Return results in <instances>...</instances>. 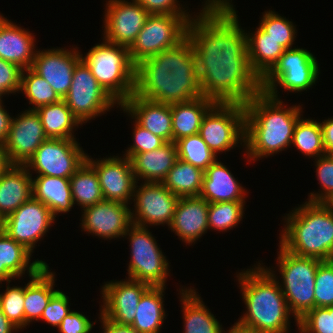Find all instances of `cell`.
Wrapping results in <instances>:
<instances>
[{"label": "cell", "mask_w": 333, "mask_h": 333, "mask_svg": "<svg viewBox=\"0 0 333 333\" xmlns=\"http://www.w3.org/2000/svg\"><path fill=\"white\" fill-rule=\"evenodd\" d=\"M230 0H207L188 25L204 97L218 103L246 104L262 92L247 53V32L240 28Z\"/></svg>", "instance_id": "1"}, {"label": "cell", "mask_w": 333, "mask_h": 333, "mask_svg": "<svg viewBox=\"0 0 333 333\" xmlns=\"http://www.w3.org/2000/svg\"><path fill=\"white\" fill-rule=\"evenodd\" d=\"M134 94L169 105L203 96L195 52L188 37L174 48L136 65Z\"/></svg>", "instance_id": "2"}, {"label": "cell", "mask_w": 333, "mask_h": 333, "mask_svg": "<svg viewBox=\"0 0 333 333\" xmlns=\"http://www.w3.org/2000/svg\"><path fill=\"white\" fill-rule=\"evenodd\" d=\"M245 107V151L251 160L281 152L292 144L294 129L301 118L302 108L283 105L262 91L253 96ZM287 108V109H286Z\"/></svg>", "instance_id": "3"}, {"label": "cell", "mask_w": 333, "mask_h": 333, "mask_svg": "<svg viewBox=\"0 0 333 333\" xmlns=\"http://www.w3.org/2000/svg\"><path fill=\"white\" fill-rule=\"evenodd\" d=\"M237 275L247 311L236 323L256 333H288L290 310L278 277L265 266Z\"/></svg>", "instance_id": "4"}, {"label": "cell", "mask_w": 333, "mask_h": 333, "mask_svg": "<svg viewBox=\"0 0 333 333\" xmlns=\"http://www.w3.org/2000/svg\"><path fill=\"white\" fill-rule=\"evenodd\" d=\"M287 216L279 244L299 256L333 260V211L306 201Z\"/></svg>", "instance_id": "5"}, {"label": "cell", "mask_w": 333, "mask_h": 333, "mask_svg": "<svg viewBox=\"0 0 333 333\" xmlns=\"http://www.w3.org/2000/svg\"><path fill=\"white\" fill-rule=\"evenodd\" d=\"M81 58L119 106L134 93L136 66L130 59L129 48L103 41Z\"/></svg>", "instance_id": "6"}, {"label": "cell", "mask_w": 333, "mask_h": 333, "mask_svg": "<svg viewBox=\"0 0 333 333\" xmlns=\"http://www.w3.org/2000/svg\"><path fill=\"white\" fill-rule=\"evenodd\" d=\"M277 257L282 277L281 290L291 314L298 325L308 310L315 308V276L322 260L314 257L299 256L287 251L281 244Z\"/></svg>", "instance_id": "7"}, {"label": "cell", "mask_w": 333, "mask_h": 333, "mask_svg": "<svg viewBox=\"0 0 333 333\" xmlns=\"http://www.w3.org/2000/svg\"><path fill=\"white\" fill-rule=\"evenodd\" d=\"M191 19V15L150 14L129 48L132 63L136 66L149 57L179 45L187 38Z\"/></svg>", "instance_id": "8"}, {"label": "cell", "mask_w": 333, "mask_h": 333, "mask_svg": "<svg viewBox=\"0 0 333 333\" xmlns=\"http://www.w3.org/2000/svg\"><path fill=\"white\" fill-rule=\"evenodd\" d=\"M318 66L316 57L307 49H286L274 67L261 79L262 91L272 98L280 99L278 84L285 91L295 93L310 89L319 77Z\"/></svg>", "instance_id": "9"}, {"label": "cell", "mask_w": 333, "mask_h": 333, "mask_svg": "<svg viewBox=\"0 0 333 333\" xmlns=\"http://www.w3.org/2000/svg\"><path fill=\"white\" fill-rule=\"evenodd\" d=\"M217 155L245 144V107L241 103L216 102L202 119L198 133Z\"/></svg>", "instance_id": "10"}, {"label": "cell", "mask_w": 333, "mask_h": 333, "mask_svg": "<svg viewBox=\"0 0 333 333\" xmlns=\"http://www.w3.org/2000/svg\"><path fill=\"white\" fill-rule=\"evenodd\" d=\"M131 259L128 278L150 286H164L169 274V263L147 227L131 224L124 236H128Z\"/></svg>", "instance_id": "11"}, {"label": "cell", "mask_w": 333, "mask_h": 333, "mask_svg": "<svg viewBox=\"0 0 333 333\" xmlns=\"http://www.w3.org/2000/svg\"><path fill=\"white\" fill-rule=\"evenodd\" d=\"M81 125L119 103L98 83L82 60L76 65L69 92L62 99Z\"/></svg>", "instance_id": "12"}, {"label": "cell", "mask_w": 333, "mask_h": 333, "mask_svg": "<svg viewBox=\"0 0 333 333\" xmlns=\"http://www.w3.org/2000/svg\"><path fill=\"white\" fill-rule=\"evenodd\" d=\"M76 139H46L24 165L38 175L69 179L85 162L87 154Z\"/></svg>", "instance_id": "13"}, {"label": "cell", "mask_w": 333, "mask_h": 333, "mask_svg": "<svg viewBox=\"0 0 333 333\" xmlns=\"http://www.w3.org/2000/svg\"><path fill=\"white\" fill-rule=\"evenodd\" d=\"M54 221L50 209L31 197L2 220L1 230L32 253Z\"/></svg>", "instance_id": "14"}, {"label": "cell", "mask_w": 333, "mask_h": 333, "mask_svg": "<svg viewBox=\"0 0 333 333\" xmlns=\"http://www.w3.org/2000/svg\"><path fill=\"white\" fill-rule=\"evenodd\" d=\"M137 183L133 193L135 211L131 212L132 223L143 227L160 224L170 226L179 197L162 183L144 182L141 187Z\"/></svg>", "instance_id": "15"}, {"label": "cell", "mask_w": 333, "mask_h": 333, "mask_svg": "<svg viewBox=\"0 0 333 333\" xmlns=\"http://www.w3.org/2000/svg\"><path fill=\"white\" fill-rule=\"evenodd\" d=\"M104 16V40L130 48L150 15L136 0H109Z\"/></svg>", "instance_id": "16"}, {"label": "cell", "mask_w": 333, "mask_h": 333, "mask_svg": "<svg viewBox=\"0 0 333 333\" xmlns=\"http://www.w3.org/2000/svg\"><path fill=\"white\" fill-rule=\"evenodd\" d=\"M18 116L11 120L4 147L12 165H25L48 138L35 110H25Z\"/></svg>", "instance_id": "17"}, {"label": "cell", "mask_w": 333, "mask_h": 333, "mask_svg": "<svg viewBox=\"0 0 333 333\" xmlns=\"http://www.w3.org/2000/svg\"><path fill=\"white\" fill-rule=\"evenodd\" d=\"M151 286L129 279L111 281L102 286L103 304L101 314L114 323L131 325L142 295Z\"/></svg>", "instance_id": "18"}, {"label": "cell", "mask_w": 333, "mask_h": 333, "mask_svg": "<svg viewBox=\"0 0 333 333\" xmlns=\"http://www.w3.org/2000/svg\"><path fill=\"white\" fill-rule=\"evenodd\" d=\"M86 160L97 173L104 200L128 205L136 184L130 159L110 156L96 161L87 155Z\"/></svg>", "instance_id": "19"}, {"label": "cell", "mask_w": 333, "mask_h": 333, "mask_svg": "<svg viewBox=\"0 0 333 333\" xmlns=\"http://www.w3.org/2000/svg\"><path fill=\"white\" fill-rule=\"evenodd\" d=\"M129 206L115 201L103 200L95 205L85 207L82 228L104 239L124 237L132 224Z\"/></svg>", "instance_id": "20"}, {"label": "cell", "mask_w": 333, "mask_h": 333, "mask_svg": "<svg viewBox=\"0 0 333 333\" xmlns=\"http://www.w3.org/2000/svg\"><path fill=\"white\" fill-rule=\"evenodd\" d=\"M80 52L73 48H53L36 51L31 69L44 78L63 99L69 92L76 65L82 60Z\"/></svg>", "instance_id": "21"}, {"label": "cell", "mask_w": 333, "mask_h": 333, "mask_svg": "<svg viewBox=\"0 0 333 333\" xmlns=\"http://www.w3.org/2000/svg\"><path fill=\"white\" fill-rule=\"evenodd\" d=\"M209 203L200 196L180 197L169 226L186 244H192L209 230Z\"/></svg>", "instance_id": "22"}, {"label": "cell", "mask_w": 333, "mask_h": 333, "mask_svg": "<svg viewBox=\"0 0 333 333\" xmlns=\"http://www.w3.org/2000/svg\"><path fill=\"white\" fill-rule=\"evenodd\" d=\"M135 121L166 142H172L171 105L144 99L134 93L121 105Z\"/></svg>", "instance_id": "23"}, {"label": "cell", "mask_w": 333, "mask_h": 333, "mask_svg": "<svg viewBox=\"0 0 333 333\" xmlns=\"http://www.w3.org/2000/svg\"><path fill=\"white\" fill-rule=\"evenodd\" d=\"M34 35L14 25L0 14V58L19 66L31 68L36 50ZM35 50V51H34Z\"/></svg>", "instance_id": "24"}, {"label": "cell", "mask_w": 333, "mask_h": 333, "mask_svg": "<svg viewBox=\"0 0 333 333\" xmlns=\"http://www.w3.org/2000/svg\"><path fill=\"white\" fill-rule=\"evenodd\" d=\"M217 159L204 171L200 197L208 203L245 201V189Z\"/></svg>", "instance_id": "25"}, {"label": "cell", "mask_w": 333, "mask_h": 333, "mask_svg": "<svg viewBox=\"0 0 333 333\" xmlns=\"http://www.w3.org/2000/svg\"><path fill=\"white\" fill-rule=\"evenodd\" d=\"M135 180L138 182L162 181L178 159L177 146L175 142H166L156 150L138 153L130 158Z\"/></svg>", "instance_id": "26"}, {"label": "cell", "mask_w": 333, "mask_h": 333, "mask_svg": "<svg viewBox=\"0 0 333 333\" xmlns=\"http://www.w3.org/2000/svg\"><path fill=\"white\" fill-rule=\"evenodd\" d=\"M24 165H11L0 176V219L32 197V174Z\"/></svg>", "instance_id": "27"}, {"label": "cell", "mask_w": 333, "mask_h": 333, "mask_svg": "<svg viewBox=\"0 0 333 333\" xmlns=\"http://www.w3.org/2000/svg\"><path fill=\"white\" fill-rule=\"evenodd\" d=\"M31 254L23 245L0 230V284L3 281L10 284L14 278L20 279L26 270L29 276L35 275L43 266H47L45 261L38 259L31 263Z\"/></svg>", "instance_id": "28"}, {"label": "cell", "mask_w": 333, "mask_h": 333, "mask_svg": "<svg viewBox=\"0 0 333 333\" xmlns=\"http://www.w3.org/2000/svg\"><path fill=\"white\" fill-rule=\"evenodd\" d=\"M32 197L45 204L55 218L73 207L70 179L37 175L32 178Z\"/></svg>", "instance_id": "29"}, {"label": "cell", "mask_w": 333, "mask_h": 333, "mask_svg": "<svg viewBox=\"0 0 333 333\" xmlns=\"http://www.w3.org/2000/svg\"><path fill=\"white\" fill-rule=\"evenodd\" d=\"M216 102L207 97H199L188 102L171 104L172 142L199 133L202 119Z\"/></svg>", "instance_id": "30"}, {"label": "cell", "mask_w": 333, "mask_h": 333, "mask_svg": "<svg viewBox=\"0 0 333 333\" xmlns=\"http://www.w3.org/2000/svg\"><path fill=\"white\" fill-rule=\"evenodd\" d=\"M55 274L49 271V266H43L31 278L25 286L24 295V313L25 326L29 325L32 320L41 319L43 310L46 308L51 297L58 291L53 288ZM54 289V290H53Z\"/></svg>", "instance_id": "31"}, {"label": "cell", "mask_w": 333, "mask_h": 333, "mask_svg": "<svg viewBox=\"0 0 333 333\" xmlns=\"http://www.w3.org/2000/svg\"><path fill=\"white\" fill-rule=\"evenodd\" d=\"M183 305V333H223L222 326L215 316L204 305L202 298L194 289L181 288Z\"/></svg>", "instance_id": "32"}, {"label": "cell", "mask_w": 333, "mask_h": 333, "mask_svg": "<svg viewBox=\"0 0 333 333\" xmlns=\"http://www.w3.org/2000/svg\"><path fill=\"white\" fill-rule=\"evenodd\" d=\"M247 35V53L253 71L262 79L286 50L259 26Z\"/></svg>", "instance_id": "33"}, {"label": "cell", "mask_w": 333, "mask_h": 333, "mask_svg": "<svg viewBox=\"0 0 333 333\" xmlns=\"http://www.w3.org/2000/svg\"><path fill=\"white\" fill-rule=\"evenodd\" d=\"M164 286H151L141 297L131 326L139 333H158L165 318Z\"/></svg>", "instance_id": "34"}, {"label": "cell", "mask_w": 333, "mask_h": 333, "mask_svg": "<svg viewBox=\"0 0 333 333\" xmlns=\"http://www.w3.org/2000/svg\"><path fill=\"white\" fill-rule=\"evenodd\" d=\"M35 111L40 117L47 138L75 139L73 129L81 123L63 100L41 106Z\"/></svg>", "instance_id": "35"}, {"label": "cell", "mask_w": 333, "mask_h": 333, "mask_svg": "<svg viewBox=\"0 0 333 333\" xmlns=\"http://www.w3.org/2000/svg\"><path fill=\"white\" fill-rule=\"evenodd\" d=\"M203 177L202 169L177 159L162 184L179 198L199 196Z\"/></svg>", "instance_id": "36"}, {"label": "cell", "mask_w": 333, "mask_h": 333, "mask_svg": "<svg viewBox=\"0 0 333 333\" xmlns=\"http://www.w3.org/2000/svg\"><path fill=\"white\" fill-rule=\"evenodd\" d=\"M69 179L73 203L82 209L104 200L97 173L87 160Z\"/></svg>", "instance_id": "37"}, {"label": "cell", "mask_w": 333, "mask_h": 333, "mask_svg": "<svg viewBox=\"0 0 333 333\" xmlns=\"http://www.w3.org/2000/svg\"><path fill=\"white\" fill-rule=\"evenodd\" d=\"M19 91L24 92L29 103L33 104V107L28 110H36L41 106L62 100L51 85L31 68L22 70Z\"/></svg>", "instance_id": "38"}, {"label": "cell", "mask_w": 333, "mask_h": 333, "mask_svg": "<svg viewBox=\"0 0 333 333\" xmlns=\"http://www.w3.org/2000/svg\"><path fill=\"white\" fill-rule=\"evenodd\" d=\"M292 144L306 156L318 158L325 155L320 122L300 118L294 129Z\"/></svg>", "instance_id": "39"}, {"label": "cell", "mask_w": 333, "mask_h": 333, "mask_svg": "<svg viewBox=\"0 0 333 333\" xmlns=\"http://www.w3.org/2000/svg\"><path fill=\"white\" fill-rule=\"evenodd\" d=\"M178 159L205 171L217 155L202 140L199 134L183 137L176 142Z\"/></svg>", "instance_id": "40"}, {"label": "cell", "mask_w": 333, "mask_h": 333, "mask_svg": "<svg viewBox=\"0 0 333 333\" xmlns=\"http://www.w3.org/2000/svg\"><path fill=\"white\" fill-rule=\"evenodd\" d=\"M245 201H225L209 203L208 227L217 231H227L238 225L243 218Z\"/></svg>", "instance_id": "41"}, {"label": "cell", "mask_w": 333, "mask_h": 333, "mask_svg": "<svg viewBox=\"0 0 333 333\" xmlns=\"http://www.w3.org/2000/svg\"><path fill=\"white\" fill-rule=\"evenodd\" d=\"M260 27L285 49H291L295 40L296 28L293 23L272 10L263 14Z\"/></svg>", "instance_id": "42"}, {"label": "cell", "mask_w": 333, "mask_h": 333, "mask_svg": "<svg viewBox=\"0 0 333 333\" xmlns=\"http://www.w3.org/2000/svg\"><path fill=\"white\" fill-rule=\"evenodd\" d=\"M0 294V308L8 320L18 329L25 327L24 295L25 287H10Z\"/></svg>", "instance_id": "43"}, {"label": "cell", "mask_w": 333, "mask_h": 333, "mask_svg": "<svg viewBox=\"0 0 333 333\" xmlns=\"http://www.w3.org/2000/svg\"><path fill=\"white\" fill-rule=\"evenodd\" d=\"M300 333H333V306L315 307L298 319Z\"/></svg>", "instance_id": "44"}, {"label": "cell", "mask_w": 333, "mask_h": 333, "mask_svg": "<svg viewBox=\"0 0 333 333\" xmlns=\"http://www.w3.org/2000/svg\"><path fill=\"white\" fill-rule=\"evenodd\" d=\"M315 307L333 306V260L320 262L315 276Z\"/></svg>", "instance_id": "45"}, {"label": "cell", "mask_w": 333, "mask_h": 333, "mask_svg": "<svg viewBox=\"0 0 333 333\" xmlns=\"http://www.w3.org/2000/svg\"><path fill=\"white\" fill-rule=\"evenodd\" d=\"M317 179L322 186V192L311 193L309 202L322 203L330 194L333 193V154H325L316 158Z\"/></svg>", "instance_id": "46"}, {"label": "cell", "mask_w": 333, "mask_h": 333, "mask_svg": "<svg viewBox=\"0 0 333 333\" xmlns=\"http://www.w3.org/2000/svg\"><path fill=\"white\" fill-rule=\"evenodd\" d=\"M133 140L134 143L126 150L124 157L130 158L138 153L156 150L166 143L160 136L154 135L149 130L139 125L136 121L134 124Z\"/></svg>", "instance_id": "47"}, {"label": "cell", "mask_w": 333, "mask_h": 333, "mask_svg": "<svg viewBox=\"0 0 333 333\" xmlns=\"http://www.w3.org/2000/svg\"><path fill=\"white\" fill-rule=\"evenodd\" d=\"M68 296L58 290L43 310L41 319L53 327H59L63 318L70 312Z\"/></svg>", "instance_id": "48"}, {"label": "cell", "mask_w": 333, "mask_h": 333, "mask_svg": "<svg viewBox=\"0 0 333 333\" xmlns=\"http://www.w3.org/2000/svg\"><path fill=\"white\" fill-rule=\"evenodd\" d=\"M22 69L0 58V97L20 92Z\"/></svg>", "instance_id": "49"}, {"label": "cell", "mask_w": 333, "mask_h": 333, "mask_svg": "<svg viewBox=\"0 0 333 333\" xmlns=\"http://www.w3.org/2000/svg\"><path fill=\"white\" fill-rule=\"evenodd\" d=\"M92 323L80 312L70 311L62 320L58 330L60 333H90Z\"/></svg>", "instance_id": "50"}, {"label": "cell", "mask_w": 333, "mask_h": 333, "mask_svg": "<svg viewBox=\"0 0 333 333\" xmlns=\"http://www.w3.org/2000/svg\"><path fill=\"white\" fill-rule=\"evenodd\" d=\"M149 14L190 15L177 0H136Z\"/></svg>", "instance_id": "51"}, {"label": "cell", "mask_w": 333, "mask_h": 333, "mask_svg": "<svg viewBox=\"0 0 333 333\" xmlns=\"http://www.w3.org/2000/svg\"><path fill=\"white\" fill-rule=\"evenodd\" d=\"M101 323L103 333H139L136 329H134L131 325H120L112 322L111 320L105 318L102 314H100Z\"/></svg>", "instance_id": "52"}, {"label": "cell", "mask_w": 333, "mask_h": 333, "mask_svg": "<svg viewBox=\"0 0 333 333\" xmlns=\"http://www.w3.org/2000/svg\"><path fill=\"white\" fill-rule=\"evenodd\" d=\"M322 128L323 143L326 154H333V118L320 123Z\"/></svg>", "instance_id": "53"}, {"label": "cell", "mask_w": 333, "mask_h": 333, "mask_svg": "<svg viewBox=\"0 0 333 333\" xmlns=\"http://www.w3.org/2000/svg\"><path fill=\"white\" fill-rule=\"evenodd\" d=\"M1 99L2 97H0V143L4 144L9 133L12 117L4 109L3 100Z\"/></svg>", "instance_id": "54"}, {"label": "cell", "mask_w": 333, "mask_h": 333, "mask_svg": "<svg viewBox=\"0 0 333 333\" xmlns=\"http://www.w3.org/2000/svg\"><path fill=\"white\" fill-rule=\"evenodd\" d=\"M17 330L18 328L8 320L0 308V333H11Z\"/></svg>", "instance_id": "55"}, {"label": "cell", "mask_w": 333, "mask_h": 333, "mask_svg": "<svg viewBox=\"0 0 333 333\" xmlns=\"http://www.w3.org/2000/svg\"><path fill=\"white\" fill-rule=\"evenodd\" d=\"M4 144L0 143V176L11 166Z\"/></svg>", "instance_id": "56"}, {"label": "cell", "mask_w": 333, "mask_h": 333, "mask_svg": "<svg viewBox=\"0 0 333 333\" xmlns=\"http://www.w3.org/2000/svg\"><path fill=\"white\" fill-rule=\"evenodd\" d=\"M228 333H256L253 330L243 328L235 323L229 330Z\"/></svg>", "instance_id": "57"}, {"label": "cell", "mask_w": 333, "mask_h": 333, "mask_svg": "<svg viewBox=\"0 0 333 333\" xmlns=\"http://www.w3.org/2000/svg\"><path fill=\"white\" fill-rule=\"evenodd\" d=\"M322 203L331 211H333V193L330 194Z\"/></svg>", "instance_id": "58"}, {"label": "cell", "mask_w": 333, "mask_h": 333, "mask_svg": "<svg viewBox=\"0 0 333 333\" xmlns=\"http://www.w3.org/2000/svg\"><path fill=\"white\" fill-rule=\"evenodd\" d=\"M1 226H2V220L0 219V230H1Z\"/></svg>", "instance_id": "59"}]
</instances>
